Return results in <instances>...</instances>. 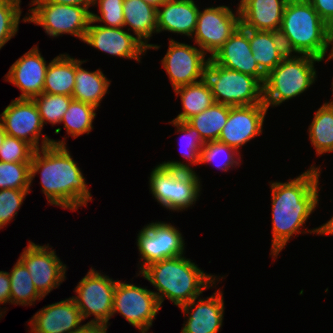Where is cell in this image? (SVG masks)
<instances>
[{
    "label": "cell",
    "instance_id": "6da1fadb",
    "mask_svg": "<svg viewBox=\"0 0 333 333\" xmlns=\"http://www.w3.org/2000/svg\"><path fill=\"white\" fill-rule=\"evenodd\" d=\"M42 139L41 148L35 150L30 163V183L41 172L42 192L50 204L72 211L86 206L92 197L66 143L48 136Z\"/></svg>",
    "mask_w": 333,
    "mask_h": 333
},
{
    "label": "cell",
    "instance_id": "7a4b0ae2",
    "mask_svg": "<svg viewBox=\"0 0 333 333\" xmlns=\"http://www.w3.org/2000/svg\"><path fill=\"white\" fill-rule=\"evenodd\" d=\"M320 167L311 166L289 182H273L271 255L276 257L318 204Z\"/></svg>",
    "mask_w": 333,
    "mask_h": 333
},
{
    "label": "cell",
    "instance_id": "3957f363",
    "mask_svg": "<svg viewBox=\"0 0 333 333\" xmlns=\"http://www.w3.org/2000/svg\"><path fill=\"white\" fill-rule=\"evenodd\" d=\"M138 275H142L157 289L158 292L154 293L160 306L164 298H167L180 307L198 298L217 280L182 255L154 262Z\"/></svg>",
    "mask_w": 333,
    "mask_h": 333
},
{
    "label": "cell",
    "instance_id": "277c9868",
    "mask_svg": "<svg viewBox=\"0 0 333 333\" xmlns=\"http://www.w3.org/2000/svg\"><path fill=\"white\" fill-rule=\"evenodd\" d=\"M279 35L288 54L324 60L329 48L328 25L307 0L287 1Z\"/></svg>",
    "mask_w": 333,
    "mask_h": 333
},
{
    "label": "cell",
    "instance_id": "5b68a950",
    "mask_svg": "<svg viewBox=\"0 0 333 333\" xmlns=\"http://www.w3.org/2000/svg\"><path fill=\"white\" fill-rule=\"evenodd\" d=\"M322 60L310 55L288 54L271 72L263 84V103L278 106L303 93L315 82L314 62Z\"/></svg>",
    "mask_w": 333,
    "mask_h": 333
},
{
    "label": "cell",
    "instance_id": "8992f818",
    "mask_svg": "<svg viewBox=\"0 0 333 333\" xmlns=\"http://www.w3.org/2000/svg\"><path fill=\"white\" fill-rule=\"evenodd\" d=\"M214 101L229 106L263 103V84L255 77L216 64L209 58L205 72Z\"/></svg>",
    "mask_w": 333,
    "mask_h": 333
},
{
    "label": "cell",
    "instance_id": "52a82bcc",
    "mask_svg": "<svg viewBox=\"0 0 333 333\" xmlns=\"http://www.w3.org/2000/svg\"><path fill=\"white\" fill-rule=\"evenodd\" d=\"M150 191L163 207L182 211L196 203L200 180L195 171H183L159 164L149 179Z\"/></svg>",
    "mask_w": 333,
    "mask_h": 333
},
{
    "label": "cell",
    "instance_id": "ba28073f",
    "mask_svg": "<svg viewBox=\"0 0 333 333\" xmlns=\"http://www.w3.org/2000/svg\"><path fill=\"white\" fill-rule=\"evenodd\" d=\"M34 8L29 9L24 22H32L44 28L47 35L57 37L71 34L84 40L91 21V11L88 8L75 5H61L43 0H32Z\"/></svg>",
    "mask_w": 333,
    "mask_h": 333
},
{
    "label": "cell",
    "instance_id": "9c48e42d",
    "mask_svg": "<svg viewBox=\"0 0 333 333\" xmlns=\"http://www.w3.org/2000/svg\"><path fill=\"white\" fill-rule=\"evenodd\" d=\"M116 284L117 280L101 275L94 268H91L77 284L75 292L78 296H72V299L79 308L82 319L95 316V319L87 324L108 325L112 317Z\"/></svg>",
    "mask_w": 333,
    "mask_h": 333
},
{
    "label": "cell",
    "instance_id": "30bf717a",
    "mask_svg": "<svg viewBox=\"0 0 333 333\" xmlns=\"http://www.w3.org/2000/svg\"><path fill=\"white\" fill-rule=\"evenodd\" d=\"M161 306L153 291L119 282L114 292L112 316L120 313L139 331H148Z\"/></svg>",
    "mask_w": 333,
    "mask_h": 333
},
{
    "label": "cell",
    "instance_id": "8fae6325",
    "mask_svg": "<svg viewBox=\"0 0 333 333\" xmlns=\"http://www.w3.org/2000/svg\"><path fill=\"white\" fill-rule=\"evenodd\" d=\"M236 14L223 5L199 10L194 40L204 53H211L210 58L240 26L239 9Z\"/></svg>",
    "mask_w": 333,
    "mask_h": 333
},
{
    "label": "cell",
    "instance_id": "7c38bea8",
    "mask_svg": "<svg viewBox=\"0 0 333 333\" xmlns=\"http://www.w3.org/2000/svg\"><path fill=\"white\" fill-rule=\"evenodd\" d=\"M137 246L141 255L140 272L148 265L166 258L184 255V240L170 223L153 222L139 232Z\"/></svg>",
    "mask_w": 333,
    "mask_h": 333
},
{
    "label": "cell",
    "instance_id": "4fadbf2b",
    "mask_svg": "<svg viewBox=\"0 0 333 333\" xmlns=\"http://www.w3.org/2000/svg\"><path fill=\"white\" fill-rule=\"evenodd\" d=\"M19 260L26 266L38 293L44 298L65 279L66 265L55 251L45 246L29 242Z\"/></svg>",
    "mask_w": 333,
    "mask_h": 333
},
{
    "label": "cell",
    "instance_id": "5bb4252c",
    "mask_svg": "<svg viewBox=\"0 0 333 333\" xmlns=\"http://www.w3.org/2000/svg\"><path fill=\"white\" fill-rule=\"evenodd\" d=\"M169 43L168 51L161 62L169 75L173 90L203 80L210 57L206 60V53L200 48L175 42L173 39Z\"/></svg>",
    "mask_w": 333,
    "mask_h": 333
},
{
    "label": "cell",
    "instance_id": "9a60e30c",
    "mask_svg": "<svg viewBox=\"0 0 333 333\" xmlns=\"http://www.w3.org/2000/svg\"><path fill=\"white\" fill-rule=\"evenodd\" d=\"M267 110L264 103L230 106L227 122L218 140L238 151L241 146L262 133Z\"/></svg>",
    "mask_w": 333,
    "mask_h": 333
},
{
    "label": "cell",
    "instance_id": "2e32d148",
    "mask_svg": "<svg viewBox=\"0 0 333 333\" xmlns=\"http://www.w3.org/2000/svg\"><path fill=\"white\" fill-rule=\"evenodd\" d=\"M0 116L8 136L29 143L35 150L39 149L43 124L33 99L12 100Z\"/></svg>",
    "mask_w": 333,
    "mask_h": 333
},
{
    "label": "cell",
    "instance_id": "e0dca14e",
    "mask_svg": "<svg viewBox=\"0 0 333 333\" xmlns=\"http://www.w3.org/2000/svg\"><path fill=\"white\" fill-rule=\"evenodd\" d=\"M123 28L91 25L90 21L83 42L113 56L140 62V56L146 53L148 48Z\"/></svg>",
    "mask_w": 333,
    "mask_h": 333
},
{
    "label": "cell",
    "instance_id": "ac0fdd59",
    "mask_svg": "<svg viewBox=\"0 0 333 333\" xmlns=\"http://www.w3.org/2000/svg\"><path fill=\"white\" fill-rule=\"evenodd\" d=\"M48 65L37 46L11 65L5 78L21 90L18 99H33L43 93Z\"/></svg>",
    "mask_w": 333,
    "mask_h": 333
},
{
    "label": "cell",
    "instance_id": "d6986e66",
    "mask_svg": "<svg viewBox=\"0 0 333 333\" xmlns=\"http://www.w3.org/2000/svg\"><path fill=\"white\" fill-rule=\"evenodd\" d=\"M211 59L222 67L251 75L264 84L266 75L252 55L249 29L239 26Z\"/></svg>",
    "mask_w": 333,
    "mask_h": 333
},
{
    "label": "cell",
    "instance_id": "ffe728a7",
    "mask_svg": "<svg viewBox=\"0 0 333 333\" xmlns=\"http://www.w3.org/2000/svg\"><path fill=\"white\" fill-rule=\"evenodd\" d=\"M222 295V291L218 290L209 298H194L181 305L179 308L186 314L185 317L189 315L181 333H218L225 309Z\"/></svg>",
    "mask_w": 333,
    "mask_h": 333
},
{
    "label": "cell",
    "instance_id": "44dd1931",
    "mask_svg": "<svg viewBox=\"0 0 333 333\" xmlns=\"http://www.w3.org/2000/svg\"><path fill=\"white\" fill-rule=\"evenodd\" d=\"M81 321L79 308L68 298L40 309L30 321L31 333H74L84 326Z\"/></svg>",
    "mask_w": 333,
    "mask_h": 333
},
{
    "label": "cell",
    "instance_id": "7402d4cb",
    "mask_svg": "<svg viewBox=\"0 0 333 333\" xmlns=\"http://www.w3.org/2000/svg\"><path fill=\"white\" fill-rule=\"evenodd\" d=\"M288 0H241L240 26L258 31L279 32Z\"/></svg>",
    "mask_w": 333,
    "mask_h": 333
},
{
    "label": "cell",
    "instance_id": "603a6c76",
    "mask_svg": "<svg viewBox=\"0 0 333 333\" xmlns=\"http://www.w3.org/2000/svg\"><path fill=\"white\" fill-rule=\"evenodd\" d=\"M162 8L161 10L159 8ZM199 9L194 0H166L157 9V30L192 37Z\"/></svg>",
    "mask_w": 333,
    "mask_h": 333
},
{
    "label": "cell",
    "instance_id": "cb8c5ba5",
    "mask_svg": "<svg viewBox=\"0 0 333 333\" xmlns=\"http://www.w3.org/2000/svg\"><path fill=\"white\" fill-rule=\"evenodd\" d=\"M249 43L252 55L265 75L288 55L279 32L249 29Z\"/></svg>",
    "mask_w": 333,
    "mask_h": 333
},
{
    "label": "cell",
    "instance_id": "d4e9b609",
    "mask_svg": "<svg viewBox=\"0 0 333 333\" xmlns=\"http://www.w3.org/2000/svg\"><path fill=\"white\" fill-rule=\"evenodd\" d=\"M123 7L124 27L129 26L148 49H159L158 45L148 44L152 33H158L157 8L142 0H124Z\"/></svg>",
    "mask_w": 333,
    "mask_h": 333
},
{
    "label": "cell",
    "instance_id": "484cf974",
    "mask_svg": "<svg viewBox=\"0 0 333 333\" xmlns=\"http://www.w3.org/2000/svg\"><path fill=\"white\" fill-rule=\"evenodd\" d=\"M84 62L75 59V87L72 97L97 109L107 93L110 81L100 69L93 72L83 69L81 64Z\"/></svg>",
    "mask_w": 333,
    "mask_h": 333
},
{
    "label": "cell",
    "instance_id": "4316f807",
    "mask_svg": "<svg viewBox=\"0 0 333 333\" xmlns=\"http://www.w3.org/2000/svg\"><path fill=\"white\" fill-rule=\"evenodd\" d=\"M75 87V59L60 54L48 65L43 93L71 96Z\"/></svg>",
    "mask_w": 333,
    "mask_h": 333
},
{
    "label": "cell",
    "instance_id": "83f0119b",
    "mask_svg": "<svg viewBox=\"0 0 333 333\" xmlns=\"http://www.w3.org/2000/svg\"><path fill=\"white\" fill-rule=\"evenodd\" d=\"M176 95L181 97L183 112L173 119L187 121L209 108L215 101L210 86L205 78L199 82L183 85L174 89Z\"/></svg>",
    "mask_w": 333,
    "mask_h": 333
},
{
    "label": "cell",
    "instance_id": "f1b7e54d",
    "mask_svg": "<svg viewBox=\"0 0 333 333\" xmlns=\"http://www.w3.org/2000/svg\"><path fill=\"white\" fill-rule=\"evenodd\" d=\"M230 106L214 102L209 108L188 119L186 122L194 127L204 142L218 140L224 128Z\"/></svg>",
    "mask_w": 333,
    "mask_h": 333
},
{
    "label": "cell",
    "instance_id": "f546056e",
    "mask_svg": "<svg viewBox=\"0 0 333 333\" xmlns=\"http://www.w3.org/2000/svg\"><path fill=\"white\" fill-rule=\"evenodd\" d=\"M309 138L317 155L333 152V106L324 103L309 126Z\"/></svg>",
    "mask_w": 333,
    "mask_h": 333
},
{
    "label": "cell",
    "instance_id": "4dcf8cb0",
    "mask_svg": "<svg viewBox=\"0 0 333 333\" xmlns=\"http://www.w3.org/2000/svg\"><path fill=\"white\" fill-rule=\"evenodd\" d=\"M8 272L10 278V303L19 305H33L43 297L35 288L32 277L26 266L18 259L14 267Z\"/></svg>",
    "mask_w": 333,
    "mask_h": 333
},
{
    "label": "cell",
    "instance_id": "1f68e13d",
    "mask_svg": "<svg viewBox=\"0 0 333 333\" xmlns=\"http://www.w3.org/2000/svg\"><path fill=\"white\" fill-rule=\"evenodd\" d=\"M170 123L177 127V132L184 133L182 137L184 144H180L183 148V151L181 152L183 157L190 162L188 163L189 165L178 161H165L161 164L169 168H175L183 171H193V168L189 166L191 164H200L201 149L204 146L205 142L202 140L199 132L194 127L190 126L186 121L172 120ZM184 139L186 143L184 142ZM183 146L185 147V150Z\"/></svg>",
    "mask_w": 333,
    "mask_h": 333
},
{
    "label": "cell",
    "instance_id": "d6a6232c",
    "mask_svg": "<svg viewBox=\"0 0 333 333\" xmlns=\"http://www.w3.org/2000/svg\"><path fill=\"white\" fill-rule=\"evenodd\" d=\"M95 110L96 108L90 104L72 99L60 123H64L67 134L72 135L73 138L85 133L89 134L93 129Z\"/></svg>",
    "mask_w": 333,
    "mask_h": 333
},
{
    "label": "cell",
    "instance_id": "836d02e7",
    "mask_svg": "<svg viewBox=\"0 0 333 333\" xmlns=\"http://www.w3.org/2000/svg\"><path fill=\"white\" fill-rule=\"evenodd\" d=\"M73 97L60 95V94H47L42 93L41 95L33 98L40 117L42 124H47V121L52 125L60 124L63 115L66 113Z\"/></svg>",
    "mask_w": 333,
    "mask_h": 333
},
{
    "label": "cell",
    "instance_id": "e575fe53",
    "mask_svg": "<svg viewBox=\"0 0 333 333\" xmlns=\"http://www.w3.org/2000/svg\"><path fill=\"white\" fill-rule=\"evenodd\" d=\"M238 152L239 151H237L235 148L230 147L219 140L208 141L205 142L204 146L201 149L200 164L215 162V165L218 169L228 171L230 167L239 165V161L241 158H238V156L236 155ZM218 158L221 159L219 162L218 160L216 161V159Z\"/></svg>",
    "mask_w": 333,
    "mask_h": 333
},
{
    "label": "cell",
    "instance_id": "d590c367",
    "mask_svg": "<svg viewBox=\"0 0 333 333\" xmlns=\"http://www.w3.org/2000/svg\"><path fill=\"white\" fill-rule=\"evenodd\" d=\"M30 163L0 161V190H30Z\"/></svg>",
    "mask_w": 333,
    "mask_h": 333
},
{
    "label": "cell",
    "instance_id": "8d00e7d4",
    "mask_svg": "<svg viewBox=\"0 0 333 333\" xmlns=\"http://www.w3.org/2000/svg\"><path fill=\"white\" fill-rule=\"evenodd\" d=\"M20 3L0 0V49L16 35L21 17Z\"/></svg>",
    "mask_w": 333,
    "mask_h": 333
},
{
    "label": "cell",
    "instance_id": "74e56055",
    "mask_svg": "<svg viewBox=\"0 0 333 333\" xmlns=\"http://www.w3.org/2000/svg\"><path fill=\"white\" fill-rule=\"evenodd\" d=\"M124 0H93V6L98 4L100 16L91 13V24L102 22L101 26L122 28L124 27Z\"/></svg>",
    "mask_w": 333,
    "mask_h": 333
},
{
    "label": "cell",
    "instance_id": "f35d334b",
    "mask_svg": "<svg viewBox=\"0 0 333 333\" xmlns=\"http://www.w3.org/2000/svg\"><path fill=\"white\" fill-rule=\"evenodd\" d=\"M35 149L27 142L6 135L0 146L1 162L31 163Z\"/></svg>",
    "mask_w": 333,
    "mask_h": 333
},
{
    "label": "cell",
    "instance_id": "ab89813d",
    "mask_svg": "<svg viewBox=\"0 0 333 333\" xmlns=\"http://www.w3.org/2000/svg\"><path fill=\"white\" fill-rule=\"evenodd\" d=\"M29 190L2 189L0 190V229L7 225L17 215L20 206L29 194Z\"/></svg>",
    "mask_w": 333,
    "mask_h": 333
},
{
    "label": "cell",
    "instance_id": "60d3db41",
    "mask_svg": "<svg viewBox=\"0 0 333 333\" xmlns=\"http://www.w3.org/2000/svg\"><path fill=\"white\" fill-rule=\"evenodd\" d=\"M319 14L320 18L329 25L333 22V0H307Z\"/></svg>",
    "mask_w": 333,
    "mask_h": 333
},
{
    "label": "cell",
    "instance_id": "b9f144b4",
    "mask_svg": "<svg viewBox=\"0 0 333 333\" xmlns=\"http://www.w3.org/2000/svg\"><path fill=\"white\" fill-rule=\"evenodd\" d=\"M10 303V278L8 272L0 271V304Z\"/></svg>",
    "mask_w": 333,
    "mask_h": 333
},
{
    "label": "cell",
    "instance_id": "7bdbcfd3",
    "mask_svg": "<svg viewBox=\"0 0 333 333\" xmlns=\"http://www.w3.org/2000/svg\"><path fill=\"white\" fill-rule=\"evenodd\" d=\"M43 1L55 4H61V5H75V6L85 7L88 9L91 4L93 6V0H43Z\"/></svg>",
    "mask_w": 333,
    "mask_h": 333
},
{
    "label": "cell",
    "instance_id": "ee69618b",
    "mask_svg": "<svg viewBox=\"0 0 333 333\" xmlns=\"http://www.w3.org/2000/svg\"><path fill=\"white\" fill-rule=\"evenodd\" d=\"M108 326L99 324H84V326L74 333H106Z\"/></svg>",
    "mask_w": 333,
    "mask_h": 333
},
{
    "label": "cell",
    "instance_id": "f6af8a7d",
    "mask_svg": "<svg viewBox=\"0 0 333 333\" xmlns=\"http://www.w3.org/2000/svg\"><path fill=\"white\" fill-rule=\"evenodd\" d=\"M316 233L319 235H333V217L325 224H323L322 226L318 227V228H314L313 230H307L304 231V233Z\"/></svg>",
    "mask_w": 333,
    "mask_h": 333
},
{
    "label": "cell",
    "instance_id": "bcb514c9",
    "mask_svg": "<svg viewBox=\"0 0 333 333\" xmlns=\"http://www.w3.org/2000/svg\"><path fill=\"white\" fill-rule=\"evenodd\" d=\"M332 45L331 53L325 59L326 61L333 58V22L328 25V46Z\"/></svg>",
    "mask_w": 333,
    "mask_h": 333
},
{
    "label": "cell",
    "instance_id": "7dc6e473",
    "mask_svg": "<svg viewBox=\"0 0 333 333\" xmlns=\"http://www.w3.org/2000/svg\"><path fill=\"white\" fill-rule=\"evenodd\" d=\"M142 1L158 9V7L162 5L166 0H142Z\"/></svg>",
    "mask_w": 333,
    "mask_h": 333
},
{
    "label": "cell",
    "instance_id": "c3c4849f",
    "mask_svg": "<svg viewBox=\"0 0 333 333\" xmlns=\"http://www.w3.org/2000/svg\"><path fill=\"white\" fill-rule=\"evenodd\" d=\"M7 133L4 130L2 121L0 120V146L2 145Z\"/></svg>",
    "mask_w": 333,
    "mask_h": 333
},
{
    "label": "cell",
    "instance_id": "681fc988",
    "mask_svg": "<svg viewBox=\"0 0 333 333\" xmlns=\"http://www.w3.org/2000/svg\"><path fill=\"white\" fill-rule=\"evenodd\" d=\"M332 87H333V83H332ZM332 91H333V88H332ZM327 104L333 106V101L328 102Z\"/></svg>",
    "mask_w": 333,
    "mask_h": 333
}]
</instances>
